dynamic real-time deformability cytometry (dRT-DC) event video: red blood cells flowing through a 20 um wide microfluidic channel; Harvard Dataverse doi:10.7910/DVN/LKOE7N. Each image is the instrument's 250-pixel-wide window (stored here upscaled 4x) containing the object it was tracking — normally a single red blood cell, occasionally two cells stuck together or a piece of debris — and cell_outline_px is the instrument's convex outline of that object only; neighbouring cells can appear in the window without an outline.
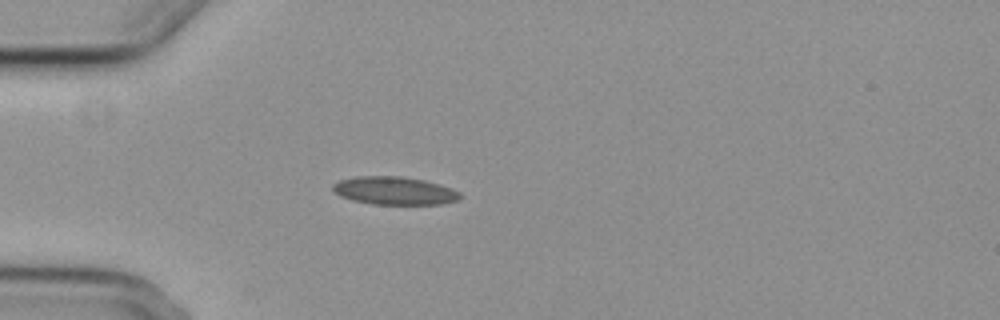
{"species": "common noctule bat (a hibernating species)", "species_latin": "Nyctalus noctula", "temperature_condition": "cold", "stored_images_in_passage": 2, "camera_frame_rate_fps": 3000, "um_per_image_px": 0.085, "animal": {"sex": "female", "body_mass_g": 29.2, "forearm_length_mm": 56.3}, "frame": {"image": 1, "passage_image": 1, "time_ms": 0.0, "image_size_px": [1000, 320], "cell_outline_px": [[460, 200], [440, 204], [372, 204], [352, 200], [340, 196], [332, 188], [332, 184], [340, 180], [356, 176], [400, 176], [424, 180], [440, 184], [452, 188], [460, 192]], "centroid_in_image_um": [33.54, 16.21], "position_along_channel_um": 51.5, "area_um2": 20.81}}